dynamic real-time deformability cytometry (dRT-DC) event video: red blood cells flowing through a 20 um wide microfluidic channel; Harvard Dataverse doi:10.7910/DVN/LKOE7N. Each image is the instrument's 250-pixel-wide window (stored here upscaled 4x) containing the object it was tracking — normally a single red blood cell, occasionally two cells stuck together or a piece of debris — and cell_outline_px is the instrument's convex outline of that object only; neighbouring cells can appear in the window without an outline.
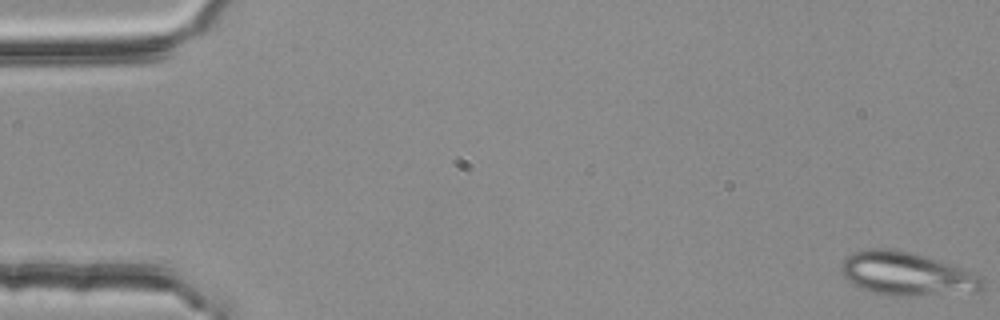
{"species": "common noctule bat (a hibernating species)", "species_latin": "Nyctalus noctula", "temperature_condition": "room temperature", "stored_images_in_passage": 52, "camera_frame_rate_fps": 3000, "um_per_image_px": 0.085, "animal": {"sex": "female", "body_mass_g": 25.1}, "frame": {"image": 1, "passage_image": 1, "time_ms": 0.0, "image_size_px": [1000, 320], "cell_outline_px": [[984, 288], [980, 292], [904, 296], [888, 296], [872, 292], [852, 284], [840, 272], [840, 264], [852, 252], [868, 248], [888, 248], [908, 252], [924, 256], [964, 268], [980, 276], [984, 280]], "centroid_in_image_um": [77.08, 23.29], "position_along_channel_um": 7.9, "area_um2": 35.95}}
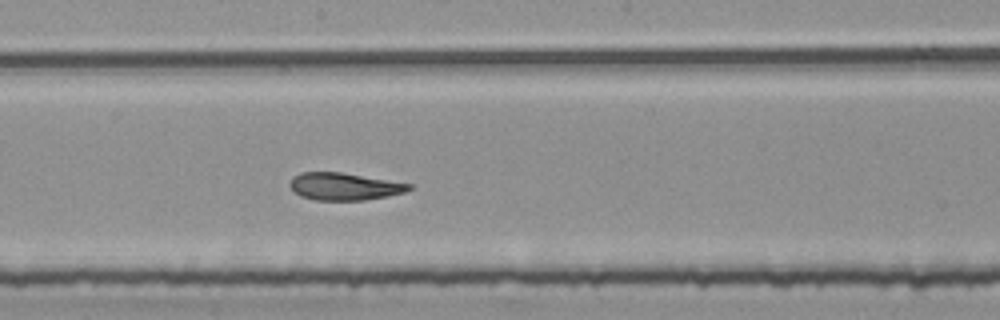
{"frame": {"image": 2, "passage_image": 30, "time_ms": 9.667, "image_size_px": [1000, 320], "cell_outline_px": [[412, 188], [404, 192], [388, 196], [364, 200], [316, 200], [300, 196], [288, 184], [292, 176], [300, 172], [340, 172], [412, 184]], "centroid_in_image_um": [29.23, 15.84], "position_along_channel_um": 219.0, "area_um2": 18.9}}
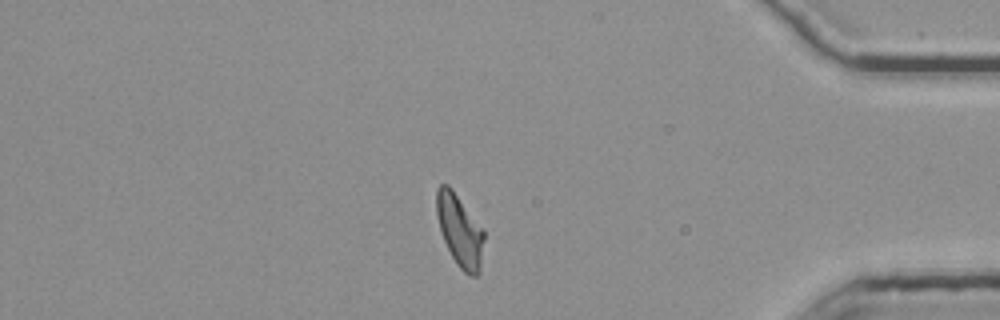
{"frame": {"image": 3, "passage_image": 47, "time_ms": 15.333, "image_size_px": [1000, 320], "cell_outline_px": [[484, 240], [480, 272], [476, 276], [468, 276], [456, 264], [444, 240], [436, 216], [436, 188], [440, 184], [448, 184], [452, 188], [484, 232]], "centroid_in_image_um": [39.06, 19.6], "position_along_channel_um": 396.1, "area_um2": 19.77}, "authors_computed_cell_mechanics": {"area_um2": 20.3745, "velocity_mm_per_s": 3.7495, "shape_relaxation_time_tau1_ms": null, "shape_relaxation_time_tau2_ms": 3.2554, "deformation_change_tau1": null, "deformation_change_tau2": 0.0988}}